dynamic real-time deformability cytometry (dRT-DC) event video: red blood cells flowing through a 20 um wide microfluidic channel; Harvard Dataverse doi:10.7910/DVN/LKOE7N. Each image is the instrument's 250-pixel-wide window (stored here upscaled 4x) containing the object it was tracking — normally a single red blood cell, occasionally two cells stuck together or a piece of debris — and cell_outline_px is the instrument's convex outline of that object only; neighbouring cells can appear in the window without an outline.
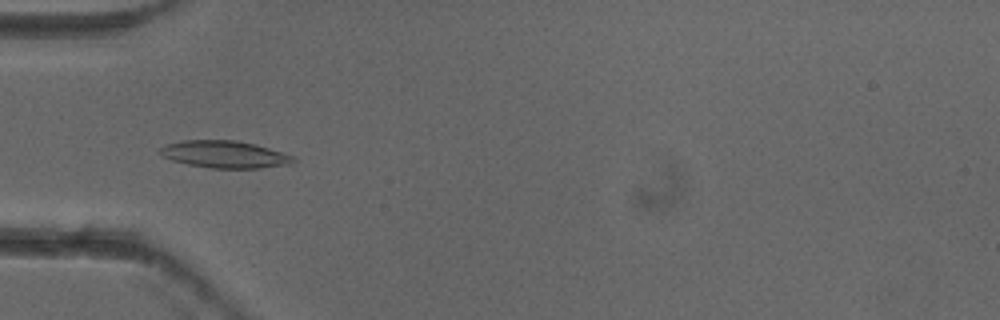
{"species": "common noctule bat (a hibernating species)", "species_latin": "Nyctalus noctula", "temperature_condition": "cold", "stored_images_in_passage": 6, "camera_frame_rate_fps": 3000, "um_per_image_px": 0.085, "animal": {"sex": "female"}, "frame": {"image": 1, "passage_image": 4, "time_ms": 1.0, "image_size_px": [1000, 320], "cell_outline_px": [[296, 160], [292, 164], [260, 168], [208, 168], [188, 164], [172, 160], [160, 156], [156, 152], [160, 148], [168, 144], [180, 140], [236, 140], [256, 144], [296, 156]], "centroid_in_image_um": [19.1, 13.12], "position_along_channel_um": 65.9, "area_um2": 21.44}}
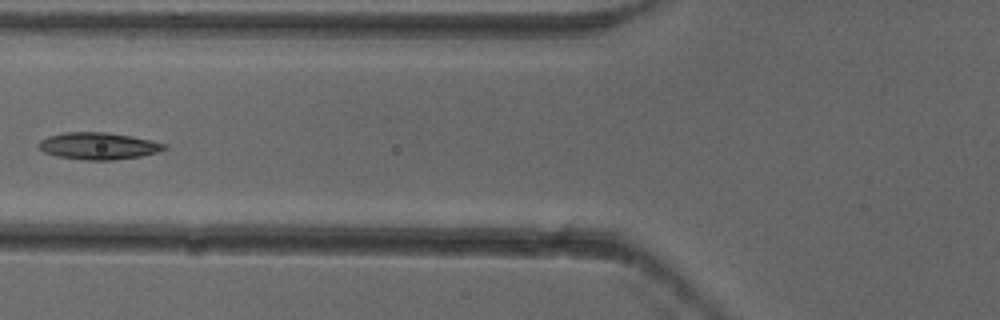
{"frame": {"image": 2, "passage_image": 5, "time_ms": 1.333, "image_size_px": [1000, 320], "cell_outline_px": [[168, 148], [160, 152], [140, 156], [112, 160], [84, 160], [56, 156], [44, 152], [36, 144], [40, 140], [48, 136], [64, 132], [104, 132], [132, 136], [152, 140], [168, 144]], "centroid_in_image_um": [8.39, 12.4], "position_along_channel_um": 117.4, "area_um2": 19.94}}
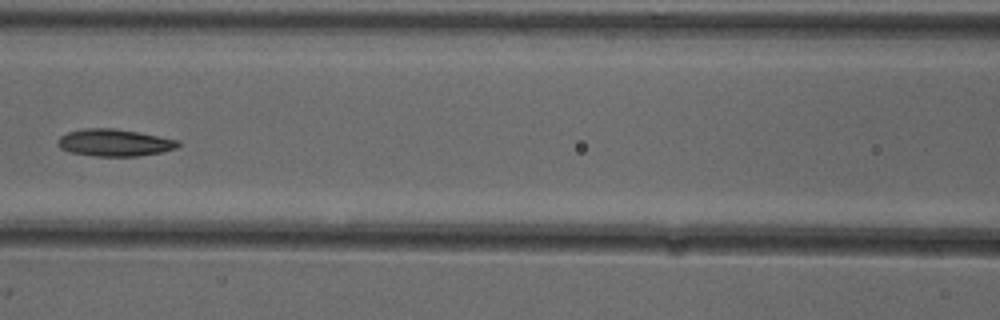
{"frame": {"image": 3, "passage_image": 6, "time_ms": 1.667, "image_size_px": [1000, 320], "cell_outline_px": [[180, 144], [176, 148], [160, 152], [140, 156], [96, 156], [72, 152], [60, 148], [56, 144], [56, 140], [60, 136], [68, 132], [84, 128], [112, 128], [136, 132], [180, 140]], "centroid_in_image_um": [9.7, 12.12], "position_along_channel_um": 156.9, "area_um2": 18.9}}